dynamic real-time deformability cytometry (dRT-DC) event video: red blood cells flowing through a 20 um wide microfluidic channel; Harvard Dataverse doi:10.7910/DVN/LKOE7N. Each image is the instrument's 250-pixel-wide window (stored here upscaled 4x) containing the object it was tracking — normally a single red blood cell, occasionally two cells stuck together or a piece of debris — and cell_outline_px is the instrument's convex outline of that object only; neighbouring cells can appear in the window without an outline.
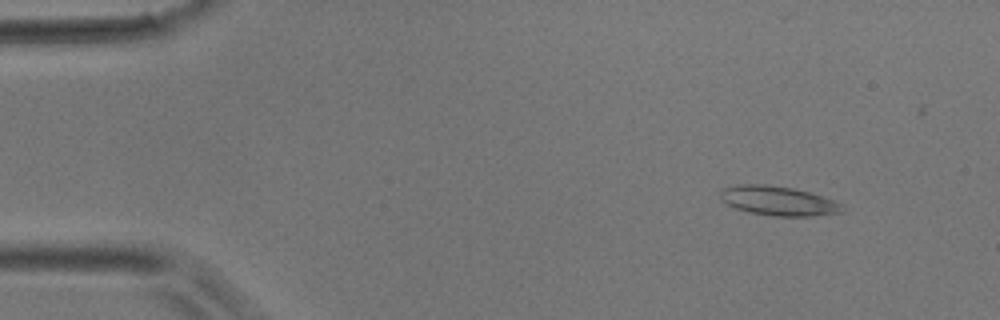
{"species": "common noctule bat (a hibernating species)", "species_latin": "Nyctalus noctula", "temperature_condition": "room temperature", "stored_images_in_passage": 4, "camera_frame_rate_fps": 3000, "um_per_image_px": 0.085, "animal": {"sex": "male", "body_mass_g": 17.9}, "frame": {"image": 1, "passage_image": 2, "time_ms": 0.333, "image_size_px": [1000, 320], "cell_outline_px": [[844, 212], [812, 216], [772, 216], [752, 212], [736, 208], [728, 204], [720, 196], [720, 192], [724, 188], [740, 184], [764, 184], [792, 188], [808, 192], [844, 204]], "centroid_in_image_um": [66.19, 17.08], "position_along_channel_um": 18.8, "area_um2": 20.58}}